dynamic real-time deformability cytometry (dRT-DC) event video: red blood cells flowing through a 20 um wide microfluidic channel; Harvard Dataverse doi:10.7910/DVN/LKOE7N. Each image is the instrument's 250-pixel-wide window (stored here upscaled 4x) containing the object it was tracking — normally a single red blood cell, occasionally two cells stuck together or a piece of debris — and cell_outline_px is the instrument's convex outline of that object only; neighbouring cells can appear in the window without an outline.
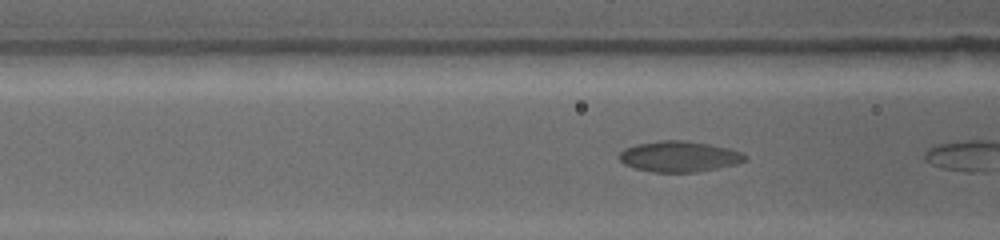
{"species": "common noctule bat (a hibernating species)", "species_latin": "Nyctalus noctula", "temperature_condition": "warm", "stored_images_in_passage": 18, "camera_frame_rate_fps": 4500, "um_per_image_px": 0.085, "animal": {"sex": "female", "body_mass_g": 19.0, "forearm_length_mm": 53.3}, "frame": {"image": 1, "passage_image": 11, "time_ms": 2.0, "image_size_px": [1000, 240], "cell_outline_px": [[744, 160], [736, 164], [696, 172], [652, 172], [636, 168], [624, 164], [620, 160], [620, 152], [624, 148], [636, 144], [660, 140], [684, 140], [712, 144], [728, 148], [740, 152], [744, 156]], "centroid_in_image_um": [57.69, 13.29], "position_along_channel_um": 108.9, "area_um2": 22.37}}